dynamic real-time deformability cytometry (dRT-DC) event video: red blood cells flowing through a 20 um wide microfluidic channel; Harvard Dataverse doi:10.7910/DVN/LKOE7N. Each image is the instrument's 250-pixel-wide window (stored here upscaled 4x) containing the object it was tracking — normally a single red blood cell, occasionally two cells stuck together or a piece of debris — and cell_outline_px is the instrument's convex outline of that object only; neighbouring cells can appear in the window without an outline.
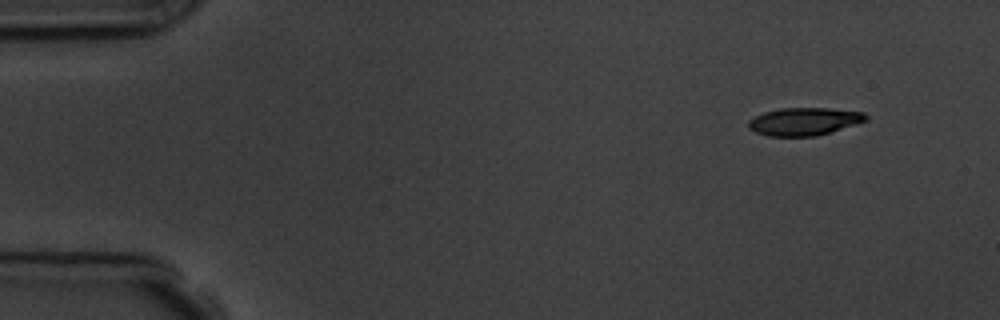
{"species": "common noctule bat (a hibernating species)", "species_latin": "Nyctalus noctula", "temperature_condition": "room temperature", "stored_images_in_passage": 4, "camera_frame_rate_fps": 3000, "um_per_image_px": 0.085, "animal": {"sex": "male", "body_mass_g": 19.5, "forearm_length_mm": 54.6}, "frame": {"image": 1, "passage_image": 1, "time_ms": 0.0, "image_size_px": [1000, 320], "cell_outline_px": [[868, 120], [856, 124], [816, 136], [768, 136], [756, 132], [748, 128], [748, 120], [764, 112], [780, 108], [828, 108], [864, 112], [868, 116]], "centroid_in_image_um": [68.35, 10.32], "position_along_channel_um": 16.6, "area_um2": 18.96}}
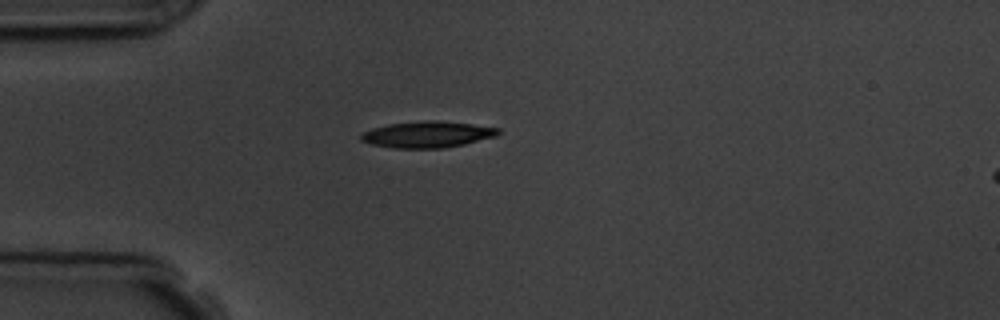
{"frame": {"image": 2, "passage_image": 4, "time_ms": 3.333, "image_size_px": [1000, 320], "cell_outline_px": [[500, 132], [496, 136], [464, 144], [444, 148], [396, 148], [372, 144], [360, 140], [360, 132], [372, 128], [388, 124], [428, 120], [436, 120], [472, 124], [500, 128]], "centroid_in_image_um": [36.31, 11.42], "position_along_channel_um": 48.7, "area_um2": 21.04}}